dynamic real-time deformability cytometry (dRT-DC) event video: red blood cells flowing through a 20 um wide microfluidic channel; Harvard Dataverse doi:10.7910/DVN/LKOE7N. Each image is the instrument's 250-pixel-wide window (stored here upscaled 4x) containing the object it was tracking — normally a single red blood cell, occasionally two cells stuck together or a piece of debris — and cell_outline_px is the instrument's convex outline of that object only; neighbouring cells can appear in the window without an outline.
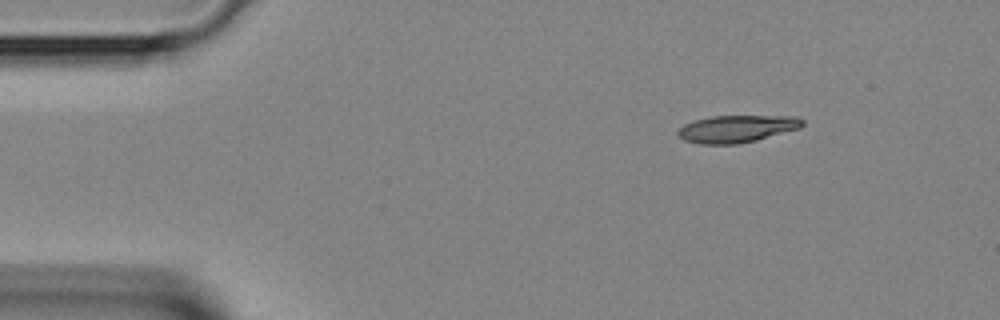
{"species": "Egyptian fruit bat (a non-hibernating species)", "species_latin": "Rousettus aegyptiacus", "temperature_condition": "room temperature", "stored_images_in_passage": 3, "segment_of_instrument_passage": [1, 2], "camera_frame_rate_fps": 3000, "um_per_image_px": 0.085, "animal": {"sex": "female"}, "frame": {"image": 1, "passage_image": 1, "time_ms": 0.0, "image_size_px": [1000, 320], "cell_outline_px": [[804, 124], [800, 128], [756, 140], [736, 144], [700, 144], [684, 140], [676, 132], [684, 124], [696, 120], [712, 116], [796, 116], [804, 120]], "centroid_in_image_um": [62.64, 10.94], "position_along_channel_um": 22.4, "area_um2": 19.65}}